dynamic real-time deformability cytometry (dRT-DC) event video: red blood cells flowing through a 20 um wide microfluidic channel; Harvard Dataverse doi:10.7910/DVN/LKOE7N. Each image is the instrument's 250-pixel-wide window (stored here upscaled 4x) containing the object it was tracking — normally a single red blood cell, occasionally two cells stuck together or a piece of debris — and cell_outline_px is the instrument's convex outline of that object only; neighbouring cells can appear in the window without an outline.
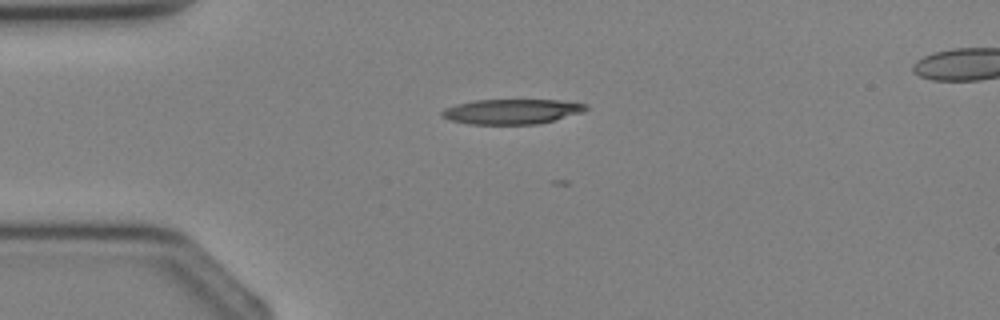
{"species": "Egyptian fruit bat (a non-hibernating species)", "species_latin": "Rousettus aegyptiacus", "temperature_condition": "cold", "stored_images_in_passage": 2, "camera_frame_rate_fps": 3000, "um_per_image_px": 0.085, "animal": {"sex": "female"}, "frame": {"image": 1, "passage_image": 1, "time_ms": 0.0, "image_size_px": [1000, 320], "cell_outline_px": [[588, 108], [584, 112], [540, 124], [468, 124], [448, 120], [440, 116], [440, 112], [444, 108], [456, 104], [476, 100], [560, 100], [588, 104]], "centroid_in_image_um": [43.49, 9.48], "position_along_channel_um": 41.5, "area_um2": 21.21}}